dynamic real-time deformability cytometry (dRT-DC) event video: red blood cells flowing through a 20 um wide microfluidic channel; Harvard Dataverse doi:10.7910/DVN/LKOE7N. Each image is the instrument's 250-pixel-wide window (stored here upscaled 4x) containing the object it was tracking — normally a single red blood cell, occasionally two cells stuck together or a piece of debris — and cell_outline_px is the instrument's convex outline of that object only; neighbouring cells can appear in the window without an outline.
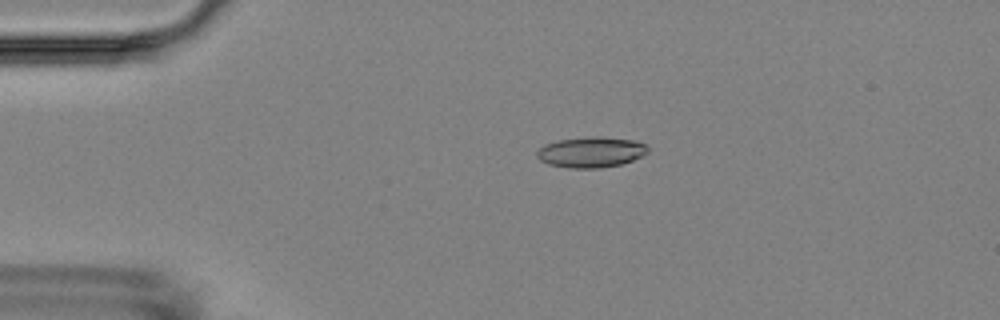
{"species": "Egyptian fruit bat (a non-hibernating species)", "species_latin": "Rousettus aegyptiacus", "temperature_condition": "room temperature", "stored_images_in_passage": 2, "camera_frame_rate_fps": 3000, "um_per_image_px": 0.085, "animal": {"sex": "female"}, "frame": {"image": 1, "passage_image": 1, "time_ms": 0.0, "image_size_px": [1000, 320], "cell_outline_px": [[648, 152], [632, 160], [620, 164], [600, 168], [568, 168], [548, 164], [540, 160], [536, 156], [536, 152], [544, 144], [560, 140], [592, 136], [600, 136], [636, 140], [644, 144], [648, 148]], "centroid_in_image_um": [50.22, 12.93], "position_along_channel_um": 34.8, "area_um2": 19.77}}